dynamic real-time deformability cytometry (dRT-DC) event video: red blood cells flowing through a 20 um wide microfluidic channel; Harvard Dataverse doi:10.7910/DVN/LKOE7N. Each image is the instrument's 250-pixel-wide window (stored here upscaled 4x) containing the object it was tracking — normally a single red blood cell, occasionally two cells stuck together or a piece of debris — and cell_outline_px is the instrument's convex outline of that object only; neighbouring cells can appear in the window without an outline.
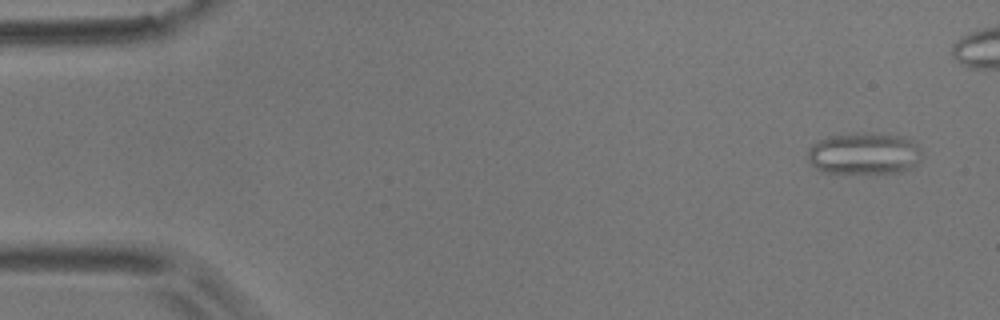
{"species": "common noctule bat (a hibernating species)", "species_latin": "Nyctalus noctula", "temperature_condition": "room temperature", "stored_images_in_passage": 55, "segment_of_instrument_passage": [1, 2], "camera_frame_rate_fps": 3000, "um_per_image_px": 0.085, "animal": {"sex": "male", "body_mass_g": 17.9}, "frame": {"image": 1, "passage_image": 3, "time_ms": 0.667, "image_size_px": [1000, 320], "cell_outline_px": [[920, 160], [912, 168], [896, 172], [824, 172], [816, 168], [808, 160], [808, 148], [812, 144], [828, 136], [856, 132], [872, 132], [904, 136], [912, 140], [916, 144], [920, 152]], "centroid_in_image_um": [73.44, 13.01], "position_along_channel_um": 11.6, "area_um2": 27.8}}